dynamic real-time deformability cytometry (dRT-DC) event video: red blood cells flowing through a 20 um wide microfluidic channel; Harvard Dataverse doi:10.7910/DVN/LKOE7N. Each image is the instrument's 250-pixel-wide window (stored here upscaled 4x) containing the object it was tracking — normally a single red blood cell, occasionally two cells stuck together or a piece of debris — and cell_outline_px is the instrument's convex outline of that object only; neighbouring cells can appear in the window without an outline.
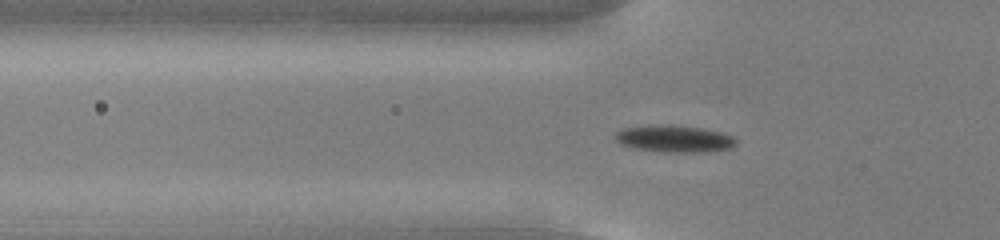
{"species": "common noctule bat (a hibernating species)", "species_latin": "Nyctalus noctula", "temperature_condition": "cold", "stored_images_in_passage": 47, "camera_frame_rate_fps": 3000, "um_per_image_px": 0.085, "animal": {"sex": "male", "body_mass_g": 13.0, "forearm_length_mm": 53.1}, "frame": {"image": 1, "passage_image": 11, "time_ms": 3.333, "image_size_px": [1000, 240], "cell_outline_px": [[736, 144], [732, 148], [704, 152], [668, 152], [636, 148], [620, 144], [616, 140], [616, 132], [624, 128], [652, 124], [672, 124], [704, 128], [736, 136]], "centroid_in_image_um": [57.36, 11.77], "position_along_channel_um": 68.4, "area_um2": 19.19}}
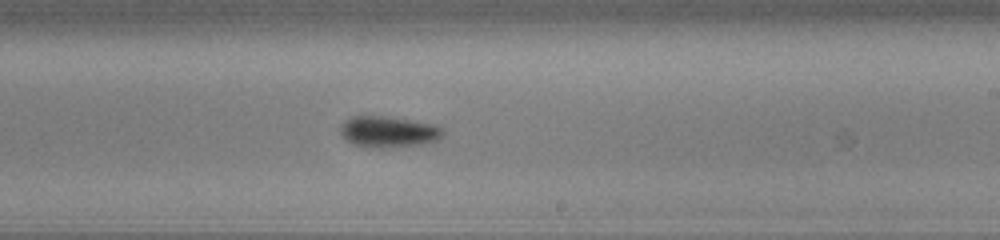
{"frame": {"image": 2, "passage_image": 26, "time_ms": 8.333, "image_size_px": [1000, 240], "cell_outline_px": [[444, 132], [436, 140], [424, 144], [380, 148], [364, 148], [352, 144], [340, 132], [340, 128], [344, 120], [352, 116], [384, 116], [432, 124], [444, 128]], "centroid_in_image_um": [32.98, 11.21], "position_along_channel_um": 256.0, "area_um2": 18.55}}
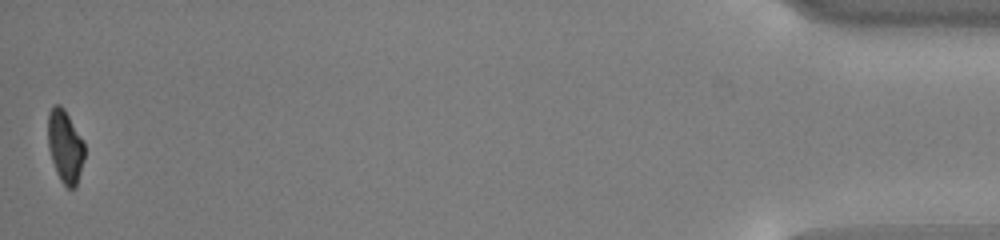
{"frame": {"image": 3, "passage_image": 47, "time_ms": 15.333, "image_size_px": [1000, 240], "cell_outline_px": [[84, 160], [76, 188], [68, 188], [60, 180], [56, 172], [48, 148], [48, 112], [52, 104], [60, 104], [64, 108], [84, 140]], "centroid_in_image_um": [5.54, 12.42], "position_along_channel_um": 429.7, "area_um2": 15.78}, "authors_computed_cell_mechanics": {"area_um2": 17.34, "velocity_mm_per_s": 3.7756, "shape_relaxation_time_tau1_ms": 1.7297, "shape_relaxation_time_tau2_ms": null, "deformation_change_tau1": 0.1177, "deformation_change_tau2": null}}